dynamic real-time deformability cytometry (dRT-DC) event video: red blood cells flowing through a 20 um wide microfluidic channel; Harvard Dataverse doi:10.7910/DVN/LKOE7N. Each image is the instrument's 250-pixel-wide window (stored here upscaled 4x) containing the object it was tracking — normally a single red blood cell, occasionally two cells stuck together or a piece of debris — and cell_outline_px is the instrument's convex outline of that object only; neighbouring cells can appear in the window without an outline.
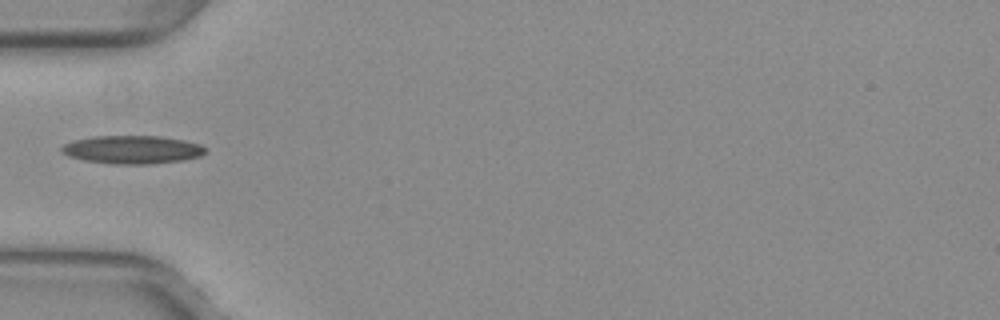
{"species": "common noctule bat (a hibernating species)", "species_latin": "Nyctalus noctula", "temperature_condition": "warm", "stored_images_in_passage": 35, "camera_frame_rate_fps": 3000, "um_per_image_px": 0.085, "animal": {"sex": "female", "body_mass_g": 29.2, "forearm_length_mm": 56.3}, "frame": {"image": 1, "passage_image": 1, "time_ms": 0.0, "image_size_px": [1000, 320], "cell_outline_px": [[208, 148], [200, 156], [184, 160], [148, 164], [112, 164], [84, 160], [68, 156], [60, 152], [60, 148], [64, 144], [72, 140], [92, 136], [160, 136], [184, 140], [200, 144]], "centroid_in_image_um": [11.22, 12.71], "position_along_channel_um": 73.8, "area_um2": 23.81}}
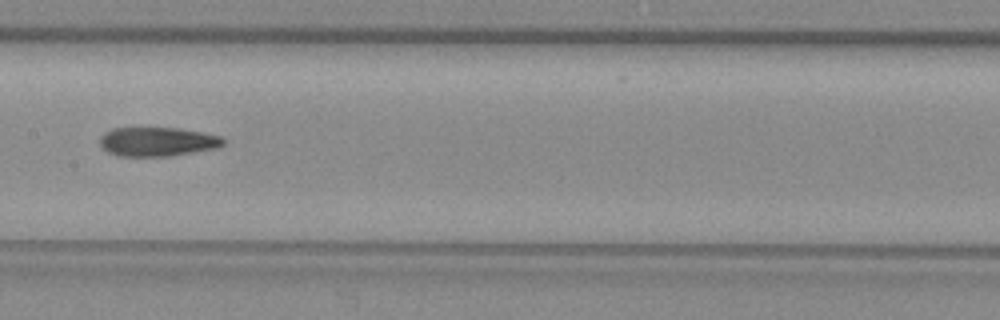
{"frame": {"image": 2, "passage_image": 10, "time_ms": 3.0, "image_size_px": [1000, 320], "cell_outline_px": [[224, 144], [216, 148], [168, 156], [120, 156], [108, 152], [100, 144], [100, 136], [104, 132], [112, 128], [180, 128], [204, 132], [220, 136], [224, 140]], "centroid_in_image_um": [13.37, 12.03], "position_along_channel_um": 194.0, "area_um2": 20.87}}
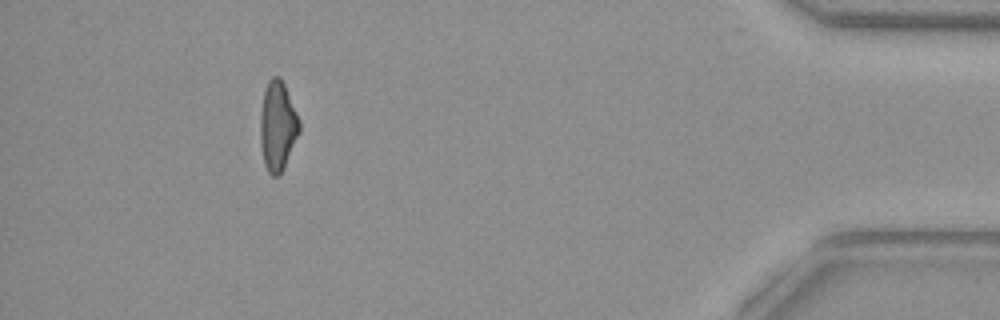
{"frame": {"image": 3, "passage_image": 31, "time_ms": 10.0, "image_size_px": [1000, 320], "cell_outline_px": [[300, 132], [284, 168], [280, 176], [272, 176], [268, 172], [264, 164], [260, 144], [260, 112], [264, 92], [268, 80], [272, 76], [280, 76], [284, 84], [300, 120]], "centroid_in_image_um": [23.59, 10.73], "position_along_channel_um": 411.6, "area_um2": 20.63}}